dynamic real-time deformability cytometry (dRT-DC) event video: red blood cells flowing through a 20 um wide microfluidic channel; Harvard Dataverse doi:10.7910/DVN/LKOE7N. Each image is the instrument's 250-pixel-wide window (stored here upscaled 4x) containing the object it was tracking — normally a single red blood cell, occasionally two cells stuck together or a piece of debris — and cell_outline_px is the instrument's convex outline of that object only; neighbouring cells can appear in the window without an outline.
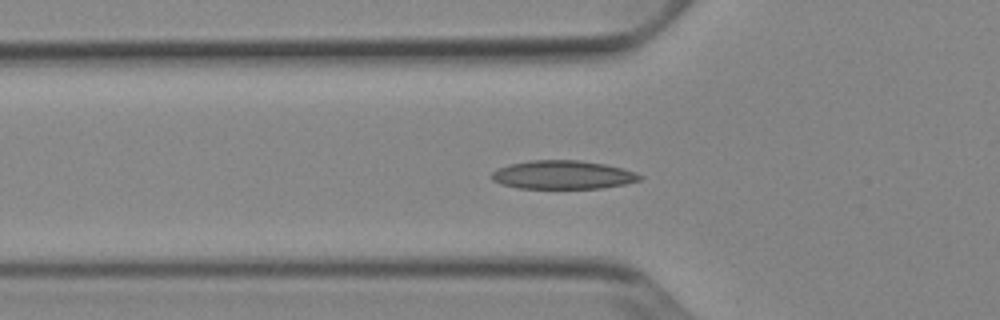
{"species": "Egyptian fruit bat (a non-hibernating species)", "species_latin": "Rousettus aegyptiacus", "temperature_condition": "cold", "stored_images_in_passage": 41, "camera_frame_rate_fps": 3000, "um_per_image_px": 0.085, "animal": {"sex": "female"}, "frame": {"image": 1, "passage_image": 6, "time_ms": 1.667, "image_size_px": [1000, 320], "cell_outline_px": [[644, 176], [640, 180], [624, 184], [604, 188], [520, 188], [500, 184], [492, 180], [488, 176], [496, 168], [508, 164], [532, 160], [580, 160], [604, 164], [636, 172]], "centroid_in_image_um": [47.79, 14.86], "position_along_channel_um": 78.0, "area_um2": 24.8}}
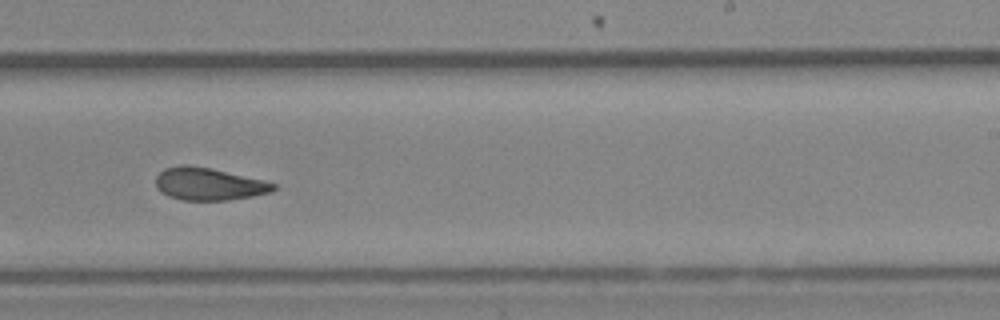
{"frame": {"image": 2, "passage_image": 21, "time_ms": 6.667, "image_size_px": [1000, 320], "cell_outline_px": [[276, 188], [272, 192], [252, 196], [228, 200], [184, 200], [168, 196], [160, 192], [156, 188], [156, 176], [164, 168], [180, 164], [188, 164], [212, 168], [264, 180], [276, 184]], "centroid_in_image_um": [17.72, 15.63], "position_along_channel_um": 271.3, "area_um2": 22.48}}
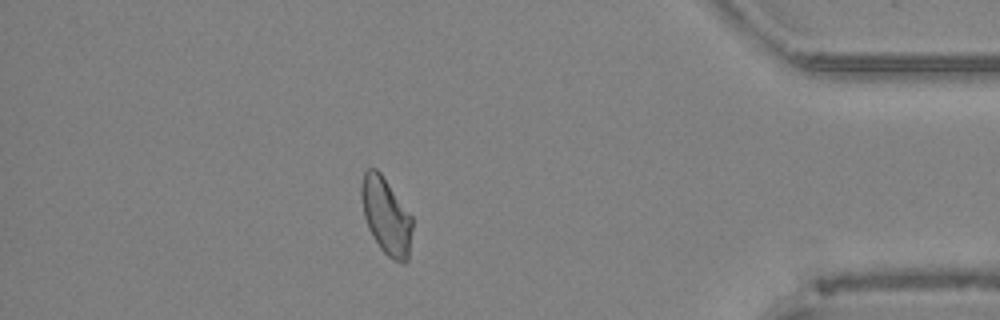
{"frame": {"image": 3, "passage_image": 34, "time_ms": 11.0, "image_size_px": [1000, 320], "cell_outline_px": [[412, 228], [408, 260], [404, 264], [392, 260], [380, 248], [372, 236], [368, 228], [364, 216], [360, 196], [360, 184], [364, 172], [368, 168], [376, 168], [380, 172], [412, 216]], "centroid_in_image_um": [32.8, 18.36], "position_along_channel_um": 402.4, "area_um2": 22.89}, "authors_computed_cell_mechanics": {"area_um2": 22.9466, "velocity_mm_per_s": 3.8802, "shape_relaxation_time_tau1_ms": 5.4852, "shape_relaxation_time_tau2_ms": 3.4654, "deformation_change_tau1": 0.1504, "deformation_change_tau2": 0.0726}}